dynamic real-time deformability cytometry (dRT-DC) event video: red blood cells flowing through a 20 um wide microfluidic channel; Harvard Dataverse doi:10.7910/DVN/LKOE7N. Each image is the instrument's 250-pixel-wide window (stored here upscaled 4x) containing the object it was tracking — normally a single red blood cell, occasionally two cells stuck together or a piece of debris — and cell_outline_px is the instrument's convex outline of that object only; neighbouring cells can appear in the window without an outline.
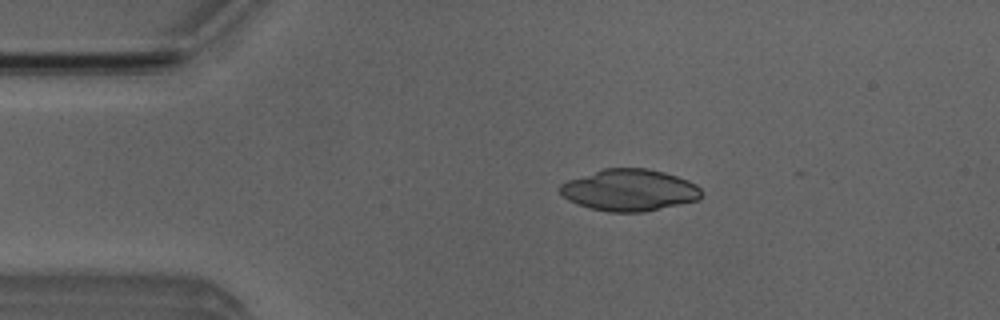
{"species": "Egyptian fruit bat (a non-hibernating species)", "species_latin": "Rousettus aegyptiacus", "temperature_condition": "room temperature", "stored_images_in_passage": 10, "camera_frame_rate_fps": 3000, "um_per_image_px": 0.085, "animal": {"sex": "male"}, "frame": {"image": 1, "passage_image": 9, "time_ms": 2.667, "image_size_px": [1000, 320], "cell_outline_px": [[704, 192], [696, 200], [680, 204], [644, 212], [608, 212], [576, 204], [568, 200], [560, 192], [560, 184], [568, 180], [604, 168], [648, 168], [664, 172], [688, 180], [696, 184]], "centroid_in_image_um": [53.5, 16.16], "position_along_channel_um": 31.5, "area_um2": 34.28}}